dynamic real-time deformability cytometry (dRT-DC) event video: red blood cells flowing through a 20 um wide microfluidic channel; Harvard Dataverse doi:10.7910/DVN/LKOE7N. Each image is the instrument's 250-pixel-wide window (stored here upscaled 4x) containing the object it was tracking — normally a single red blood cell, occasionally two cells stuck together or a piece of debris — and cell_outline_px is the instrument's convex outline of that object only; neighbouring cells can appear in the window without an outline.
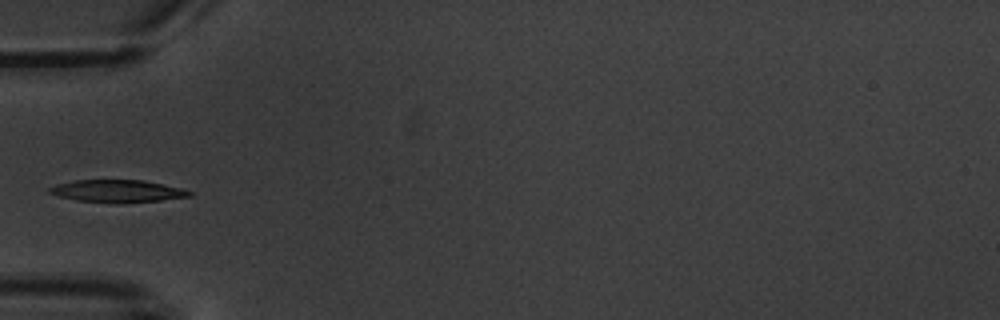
{"species": "common noctule bat (a hibernating species)", "species_latin": "Nyctalus noctula", "temperature_condition": "warm", "stored_images_in_passage": 9, "camera_frame_rate_fps": 3000, "um_per_image_px": 0.085, "animal": {"sex": "male", "body_mass_g": 20.1, "forearm_length_mm": 53.5}, "frame": {"image": 1, "passage_image": 6, "time_ms": 6.0, "image_size_px": [1000, 320], "cell_outline_px": [[192, 196], [160, 200], [120, 204], [116, 204], [76, 200], [56, 196], [48, 192], [48, 188], [56, 184], [76, 180], [144, 180], [180, 188], [192, 192]], "centroid_in_image_um": [9.93, 16.25], "position_along_channel_um": 75.1, "area_um2": 18.44}}
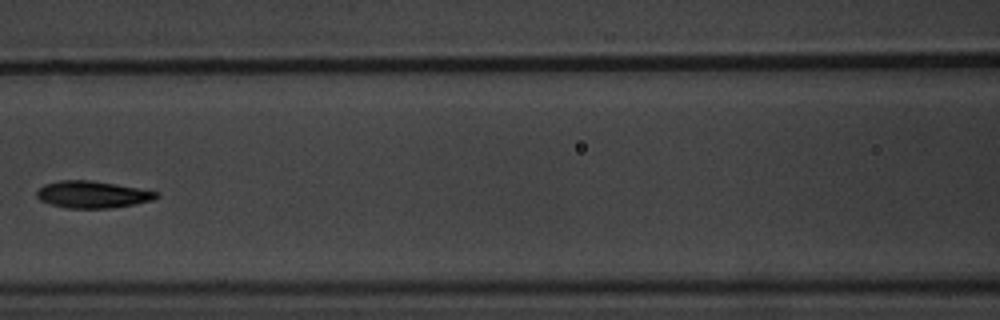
{"frame": {"image": 2, "passage_image": 8, "time_ms": 8.333, "image_size_px": [1000, 320], "cell_outline_px": [[160, 196], [152, 200], [112, 208], [68, 208], [52, 204], [40, 200], [36, 196], [36, 192], [44, 184], [56, 180], [92, 180], [140, 188], [160, 192]], "centroid_in_image_um": [7.87, 16.52], "position_along_channel_um": 158.7, "area_um2": 18.84}}
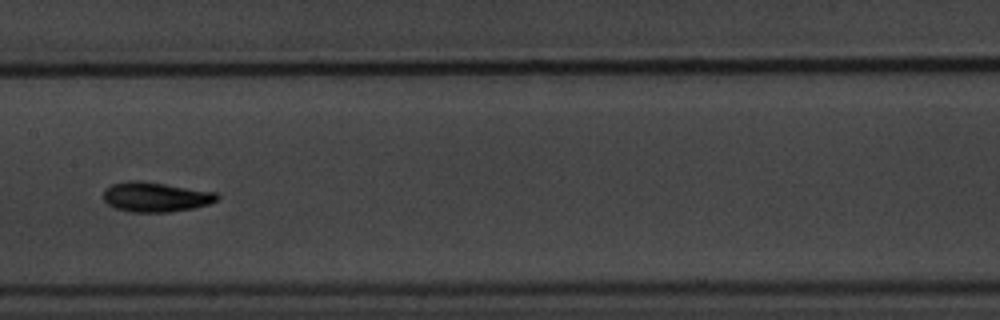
{"frame": {"image": 3, "passage_image": 9, "time_ms": 9.333, "image_size_px": [1000, 320], "cell_outline_px": [[220, 196], [216, 200], [208, 204], [192, 208], [168, 212], [128, 212], [116, 208], [108, 204], [104, 200], [104, 188], [112, 184], [128, 180], [140, 180], [216, 192]], "centroid_in_image_um": [13.2, 16.73], "position_along_channel_um": 194.2, "area_um2": 19.71}}